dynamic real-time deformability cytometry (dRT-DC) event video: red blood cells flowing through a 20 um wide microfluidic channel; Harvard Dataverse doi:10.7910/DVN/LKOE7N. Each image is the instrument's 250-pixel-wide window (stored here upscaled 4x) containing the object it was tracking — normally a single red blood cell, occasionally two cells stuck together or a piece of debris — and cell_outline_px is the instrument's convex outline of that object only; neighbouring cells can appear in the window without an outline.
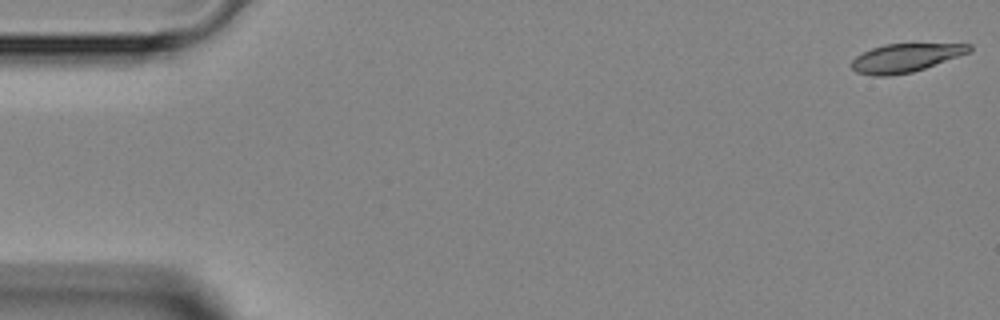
{"species": "Egyptian fruit bat (a non-hibernating species)", "species_latin": "Rousettus aegyptiacus", "temperature_condition": "room temperature", "stored_images_in_passage": 4, "segment_of_instrument_passage": [2, 2], "camera_frame_rate_fps": 3000, "um_per_image_px": 0.085, "animal": {"sex": "female"}, "frame": {"image": 1, "passage_image": 4, "time_ms": 3.667, "image_size_px": [1000, 320], "cell_outline_px": [[972, 48], [968, 52], [924, 68], [912, 72], [888, 76], [872, 76], [856, 72], [852, 68], [852, 60], [856, 56], [872, 48], [884, 44], [972, 44]], "centroid_in_image_um": [76.9, 4.92], "position_along_channel_um": 8.1, "area_um2": 19.13}}